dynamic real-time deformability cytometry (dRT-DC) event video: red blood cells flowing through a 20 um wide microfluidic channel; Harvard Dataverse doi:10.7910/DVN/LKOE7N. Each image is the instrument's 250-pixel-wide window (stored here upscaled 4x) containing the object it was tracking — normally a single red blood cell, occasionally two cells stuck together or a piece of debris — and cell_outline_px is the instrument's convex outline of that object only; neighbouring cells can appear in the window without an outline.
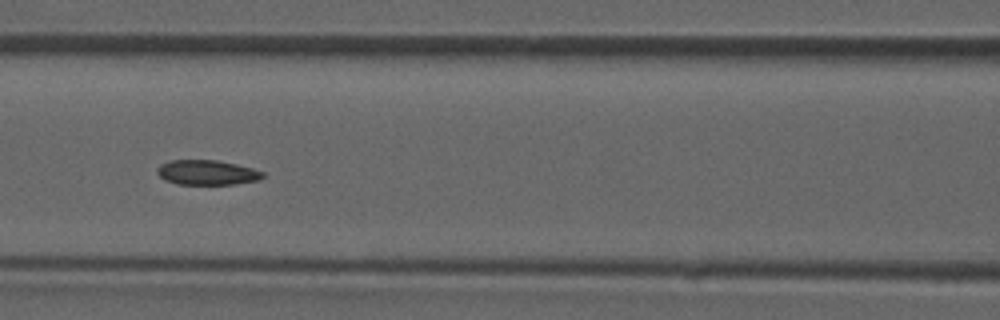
{"species": "common noctule bat (a hibernating species)", "species_latin": "Nyctalus noctula", "temperature_condition": "room temperature", "stored_images_in_passage": 38, "camera_frame_rate_fps": 3000, "um_per_image_px": 0.085, "animal": {"sex": "male", "forearm_length_mm": 52.5}, "frame": {"image": 1, "passage_image": 12, "time_ms": 3.667, "image_size_px": [1000, 320], "cell_outline_px": [[264, 176], [260, 180], [236, 184], [176, 184], [164, 180], [156, 172], [156, 168], [160, 164], [168, 160], [216, 160], [236, 164], [252, 168], [264, 172]], "centroid_in_image_um": [17.57, 14.66], "position_along_channel_um": 149.0, "area_um2": 15.43}}